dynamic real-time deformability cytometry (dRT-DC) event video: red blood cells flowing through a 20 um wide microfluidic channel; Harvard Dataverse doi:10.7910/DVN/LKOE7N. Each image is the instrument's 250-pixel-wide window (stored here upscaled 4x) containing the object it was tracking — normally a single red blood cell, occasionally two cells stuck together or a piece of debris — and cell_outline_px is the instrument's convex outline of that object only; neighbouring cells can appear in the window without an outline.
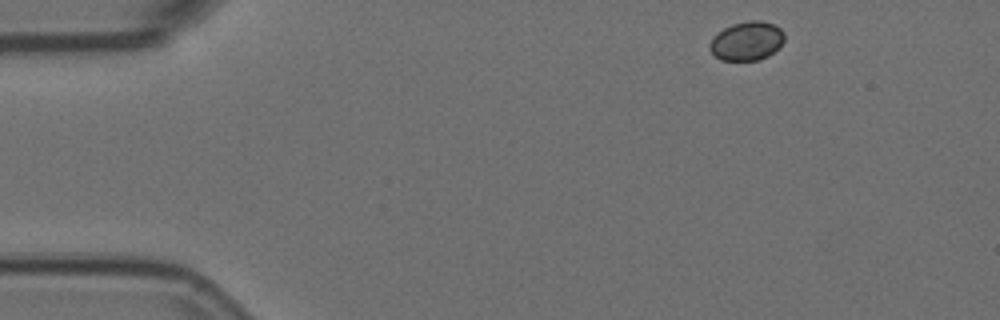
{"species": "Egyptian fruit bat (a non-hibernating species)", "species_latin": "Rousettus aegyptiacus", "temperature_condition": "room temperature", "stored_images_in_passage": 7, "camera_frame_rate_fps": 3000, "um_per_image_px": 0.085, "animal": {"sex": "female"}, "frame": {"image": 1, "passage_image": 1, "time_ms": 0.0, "image_size_px": [1000, 320], "cell_outline_px": [[784, 40], [768, 56], [756, 60], [720, 60], [708, 48], [708, 44], [724, 28], [732, 24], [748, 20], [760, 20], [776, 24], [784, 32]], "centroid_in_image_um": [63.49, 3.47], "position_along_channel_um": 21.5, "area_um2": 16.76}}
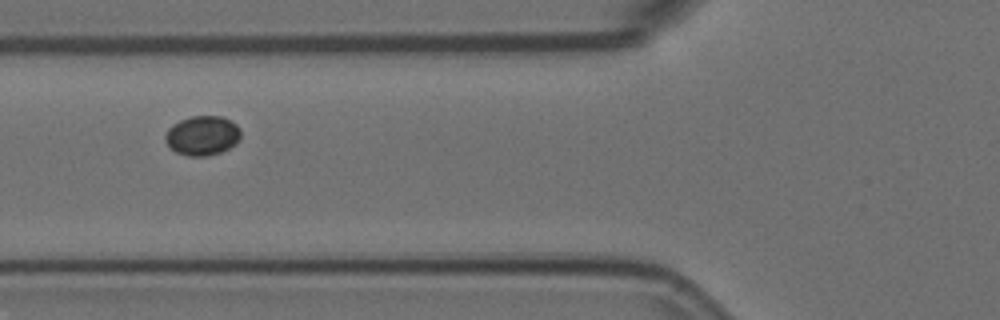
{"frame": {"image": 2, "passage_image": 5, "time_ms": 1.333, "image_size_px": [1000, 320], "cell_outline_px": [[240, 136], [236, 144], [220, 152], [208, 156], [188, 156], [176, 152], [164, 140], [164, 136], [168, 128], [172, 124], [180, 120], [192, 116], [220, 116], [232, 120], [240, 128]], "centroid_in_image_um": [17.2, 11.51], "position_along_channel_um": 108.6, "area_um2": 17.46}}
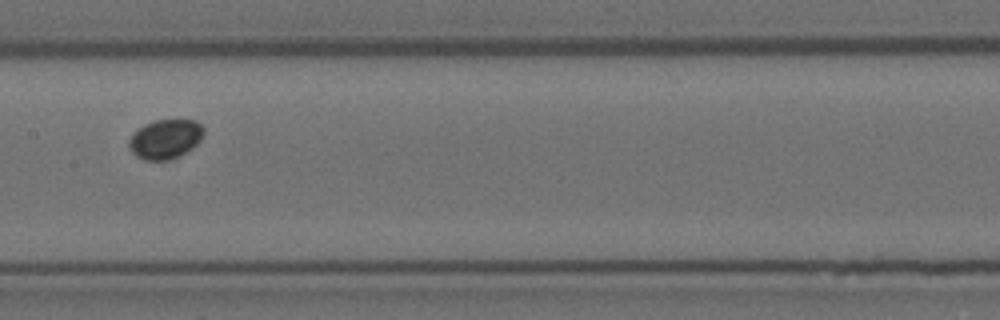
{"frame": {"image": 3, "passage_image": 7, "time_ms": 2.0, "image_size_px": [1000, 320], "cell_outline_px": [[204, 136], [188, 152], [180, 156], [164, 160], [144, 160], [136, 156], [128, 148], [128, 140], [144, 124], [156, 120], [196, 120], [204, 128]], "centroid_in_image_um": [14.07, 11.83], "position_along_channel_um": 193.3, "area_um2": 17.17}}